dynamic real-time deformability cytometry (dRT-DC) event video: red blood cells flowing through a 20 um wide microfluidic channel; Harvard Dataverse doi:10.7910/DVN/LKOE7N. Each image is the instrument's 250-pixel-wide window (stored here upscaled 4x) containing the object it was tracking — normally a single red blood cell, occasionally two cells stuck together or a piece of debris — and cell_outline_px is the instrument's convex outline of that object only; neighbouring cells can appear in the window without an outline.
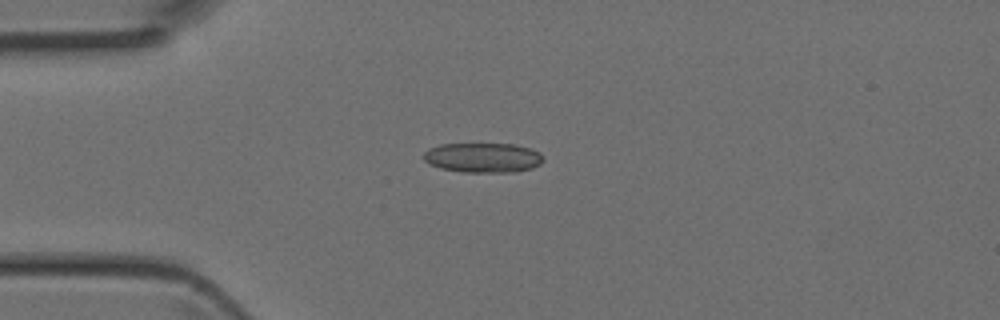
{"species": "Egyptian fruit bat (a non-hibernating species)", "species_latin": "Rousettus aegyptiacus", "temperature_condition": "room temperature", "stored_images_in_passage": 4, "camera_frame_rate_fps": 3000, "um_per_image_px": 0.085, "animal": {"sex": "female"}, "frame": {"image": 1, "passage_image": 4, "time_ms": 1.0, "image_size_px": [1000, 320], "cell_outline_px": [[544, 160], [540, 164], [532, 168], [512, 172], [464, 172], [440, 168], [428, 164], [424, 160], [424, 152], [428, 148], [440, 144], [512, 144], [532, 148], [540, 152]], "centroid_in_image_um": [41.05, 13.4], "position_along_channel_um": 44.0, "area_um2": 20.87}}